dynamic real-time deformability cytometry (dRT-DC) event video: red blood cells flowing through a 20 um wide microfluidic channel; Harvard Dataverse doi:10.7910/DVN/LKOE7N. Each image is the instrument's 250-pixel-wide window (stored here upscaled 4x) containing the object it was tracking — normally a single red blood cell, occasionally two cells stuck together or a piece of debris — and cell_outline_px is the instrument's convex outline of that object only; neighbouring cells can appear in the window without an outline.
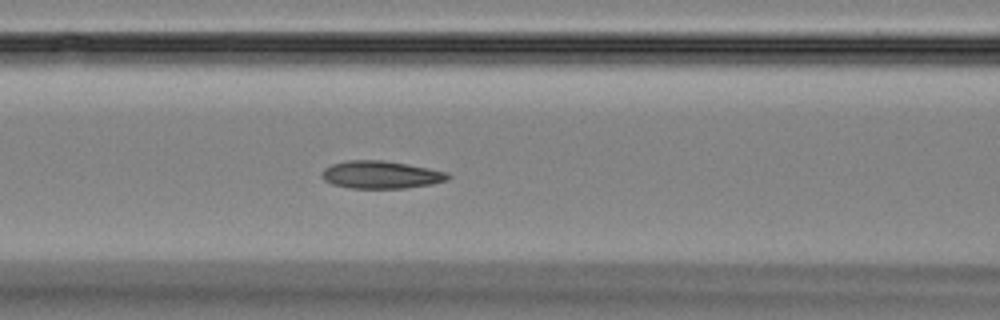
{"species": "Egyptian fruit bat (a non-hibernating species)", "species_latin": "Rousettus aegyptiacus", "temperature_condition": "room temperature", "stored_images_in_passage": 44, "camera_frame_rate_fps": 3000, "um_per_image_px": 0.085, "animal": {"sex": "female"}, "frame": {"image": 1, "passage_image": 11, "time_ms": 3.333, "image_size_px": [1000, 320], "cell_outline_px": [[452, 176], [448, 180], [432, 184], [404, 188], [352, 188], [332, 184], [324, 180], [320, 176], [320, 172], [324, 168], [332, 164], [348, 160], [380, 160], [408, 164], [448, 172]], "centroid_in_image_um": [32.37, 14.85], "position_along_channel_um": 134.2, "area_um2": 20.4}}
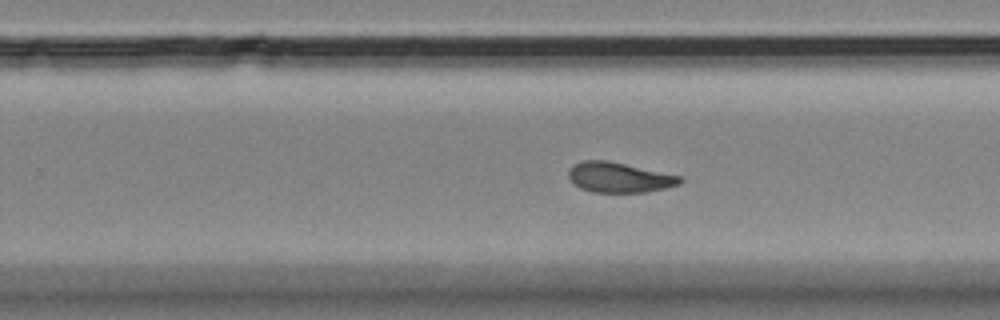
{"frame": {"image": 2, "passage_image": 23, "time_ms": 7.333, "image_size_px": [1000, 320], "cell_outline_px": [[684, 180], [680, 184], [648, 192], [592, 192], [580, 188], [568, 176], [568, 168], [572, 164], [580, 160], [608, 160], [680, 176]], "centroid_in_image_um": [52.6, 15.07], "position_along_channel_um": 277.2, "area_um2": 19.59}}
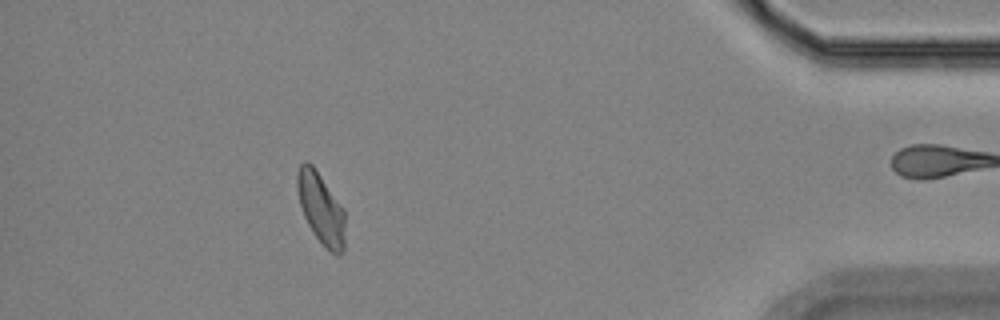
{"frame": {"image": 3, "passage_image": 38, "time_ms": 12.333, "image_size_px": [1000, 320], "cell_outline_px": [[344, 252], [340, 256], [336, 256], [316, 236], [308, 224], [304, 216], [300, 204], [296, 188], [296, 176], [300, 164], [304, 160], [312, 164], [344, 208]], "centroid_in_image_um": [27.28, 17.69], "position_along_channel_um": 407.9, "area_um2": 19.71}, "authors_computed_cell_mechanics": {"area_um2": 20.0855, "velocity_mm_per_s": 3.5787, "shape_relaxation_time_tau1_ms": null, "shape_relaxation_time_tau2_ms": 1.9402, "deformation_change_tau1": null, "deformation_change_tau2": 0.0762}}